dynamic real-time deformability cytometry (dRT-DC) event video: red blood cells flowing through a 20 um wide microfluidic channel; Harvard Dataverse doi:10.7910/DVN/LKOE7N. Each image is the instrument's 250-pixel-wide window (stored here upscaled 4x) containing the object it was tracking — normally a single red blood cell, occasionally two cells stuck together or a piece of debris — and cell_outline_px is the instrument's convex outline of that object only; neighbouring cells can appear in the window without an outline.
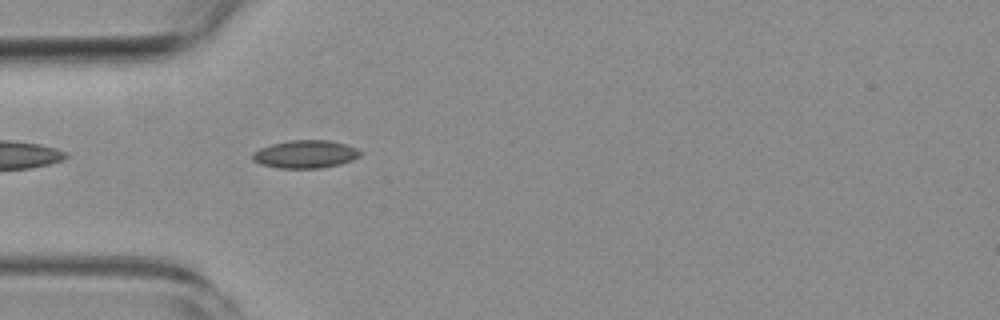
{"species": "common noctule bat (a hibernating species)", "species_latin": "Nyctalus noctula", "temperature_condition": "room temperature", "stored_images_in_passage": 1, "camera_frame_rate_fps": 3000, "um_per_image_px": 0.085, "animal": {"sex": "female", "body_mass_g": 19.3, "forearm_length_mm": 54.1}, "frame": {"image": 1, "passage_image": 1, "time_ms": 0.0, "image_size_px": [1000, 320], "cell_outline_px": [[364, 152], [360, 156], [352, 160], [340, 164], [320, 168], [276, 168], [260, 164], [252, 160], [252, 152], [260, 148], [272, 144], [288, 140], [328, 140], [344, 144], [356, 148]], "centroid_in_image_um": [25.94, 13.11], "position_along_channel_um": 59.1, "area_um2": 17.63}}